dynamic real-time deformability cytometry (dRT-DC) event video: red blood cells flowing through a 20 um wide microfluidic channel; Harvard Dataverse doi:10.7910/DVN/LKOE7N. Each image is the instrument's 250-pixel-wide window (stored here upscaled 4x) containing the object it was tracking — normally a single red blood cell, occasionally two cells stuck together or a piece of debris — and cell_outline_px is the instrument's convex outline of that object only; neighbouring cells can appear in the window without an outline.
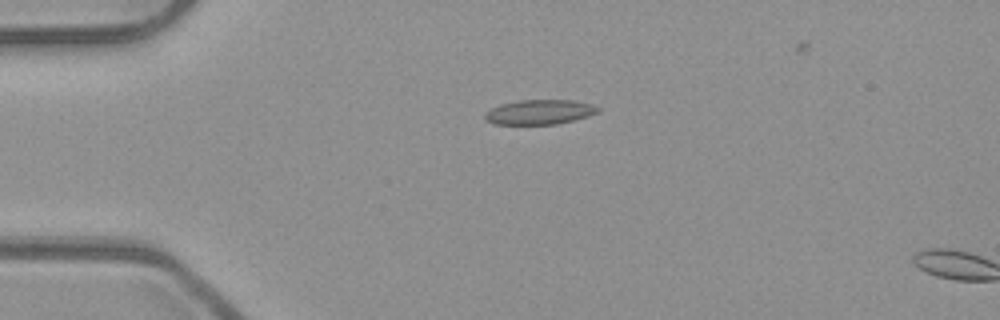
{"species": "common noctule bat (a hibernating species)", "species_latin": "Nyctalus noctula", "temperature_condition": "room temperature", "stored_images_in_passage": 3, "camera_frame_rate_fps": 3000, "um_per_image_px": 0.085, "animal": {"sex": "male", "body_mass_g": 23.1, "forearm_length_mm": 52.7}, "frame": {"image": 1, "passage_image": 1, "time_ms": 0.0, "image_size_px": [1000, 320], "cell_outline_px": [[600, 112], [588, 116], [556, 124], [492, 124], [484, 120], [484, 116], [492, 108], [500, 104], [520, 100], [572, 100], [592, 104], [600, 108]], "centroid_in_image_um": [45.87, 9.52], "position_along_channel_um": 39.1, "area_um2": 16.24}}